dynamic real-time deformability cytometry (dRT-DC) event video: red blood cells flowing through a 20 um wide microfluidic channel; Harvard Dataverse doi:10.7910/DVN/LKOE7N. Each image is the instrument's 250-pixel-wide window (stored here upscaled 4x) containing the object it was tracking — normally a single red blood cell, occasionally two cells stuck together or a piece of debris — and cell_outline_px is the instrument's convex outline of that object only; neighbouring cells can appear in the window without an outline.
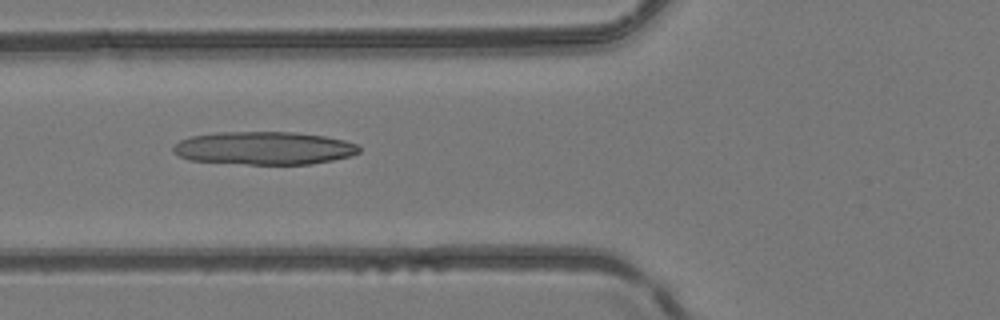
{"species": "common noctule bat (a hibernating species)", "species_latin": "Nyctalus noctula", "temperature_condition": "room temperature", "stored_images_in_passage": 7, "camera_frame_rate_fps": 3000, "um_per_image_px": 0.085, "animal": {"sex": "female", "body_mass_g": 24.6, "forearm_length_mm": 56.2}, "frame": {"image": 1, "passage_image": 6, "time_ms": 6.333, "image_size_px": [1000, 320], "cell_outline_px": [[360, 152], [352, 156], [332, 160], [308, 164], [248, 164], [188, 160], [172, 152], [172, 148], [180, 140], [192, 136], [216, 132], [292, 132], [324, 136], [344, 140], [356, 144], [360, 148]], "centroid_in_image_um": [22.44, 12.59], "position_along_channel_um": 103.4, "area_um2": 35.72}}
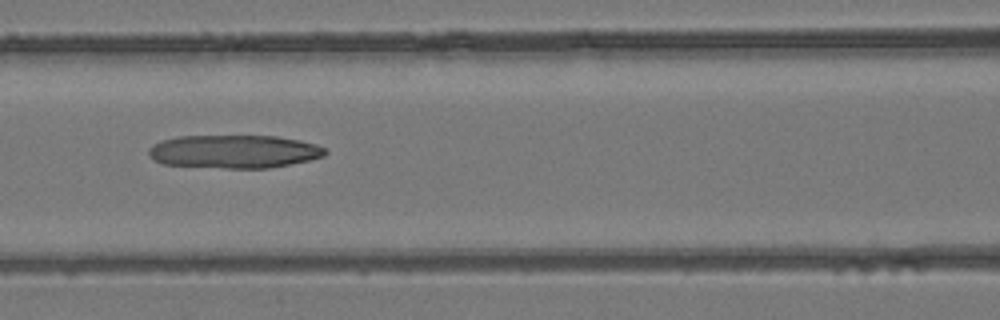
{"frame": {"image": 2, "passage_image": 7, "time_ms": 7.333, "image_size_px": [1000, 320], "cell_outline_px": [[328, 152], [324, 156], [308, 160], [268, 168], [224, 168], [164, 164], [156, 160], [148, 152], [148, 148], [152, 144], [160, 140], [180, 136], [276, 136], [300, 140], [316, 144], [324, 148]], "centroid_in_image_um": [19.89, 12.87], "position_along_channel_um": 146.7, "area_um2": 34.04}}